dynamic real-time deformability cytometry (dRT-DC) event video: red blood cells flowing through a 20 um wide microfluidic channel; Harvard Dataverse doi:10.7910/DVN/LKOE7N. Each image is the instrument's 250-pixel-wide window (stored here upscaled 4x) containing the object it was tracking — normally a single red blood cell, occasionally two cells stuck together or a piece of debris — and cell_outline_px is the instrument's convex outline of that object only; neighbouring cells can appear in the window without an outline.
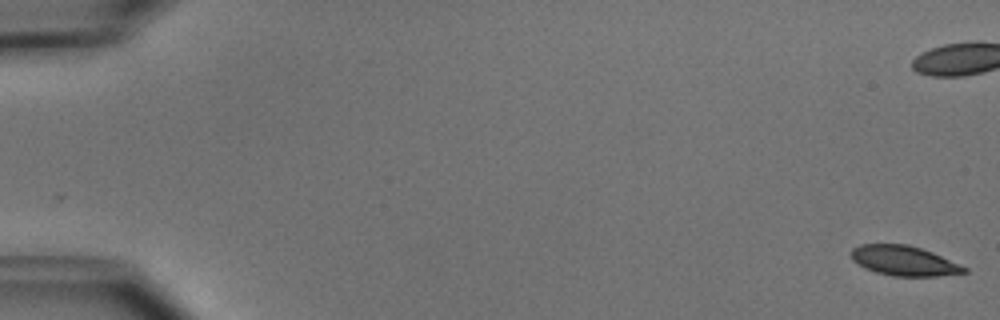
{"species": "common noctule bat (a hibernating species)", "species_latin": "Nyctalus noctula", "temperature_condition": "cold", "stored_images_in_passage": 6, "camera_frame_rate_fps": 3000, "um_per_image_px": 0.085, "animal": {"sex": "male", "body_mass_g": 15.6}, "frame": {"image": 1, "passage_image": 1, "time_ms": 0.0, "image_size_px": [1000, 320], "cell_outline_px": [[968, 272], [936, 276], [892, 276], [876, 272], [864, 268], [852, 260], [852, 248], [860, 244], [908, 244], [932, 252], [968, 268]], "centroid_in_image_um": [76.82, 22.16], "position_along_channel_um": 8.2, "area_um2": 19.59}}
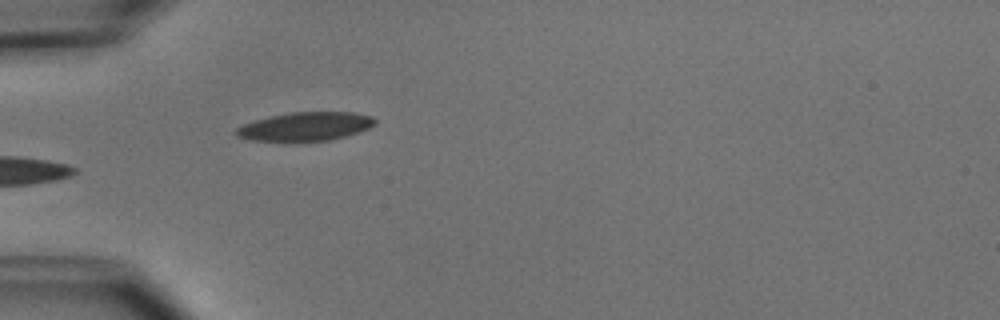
{"frame": {"image": 2, "passage_image": 6, "time_ms": 6.0, "image_size_px": [1000, 320], "cell_outline_px": [[376, 124], [368, 128], [344, 136], [328, 140], [296, 144], [292, 144], [252, 140], [236, 136], [236, 128], [244, 124], [256, 120], [272, 116], [292, 112], [352, 112], [372, 116], [376, 120]], "centroid_in_image_um": [25.92, 10.79], "position_along_channel_um": 59.1, "area_um2": 23.7}}